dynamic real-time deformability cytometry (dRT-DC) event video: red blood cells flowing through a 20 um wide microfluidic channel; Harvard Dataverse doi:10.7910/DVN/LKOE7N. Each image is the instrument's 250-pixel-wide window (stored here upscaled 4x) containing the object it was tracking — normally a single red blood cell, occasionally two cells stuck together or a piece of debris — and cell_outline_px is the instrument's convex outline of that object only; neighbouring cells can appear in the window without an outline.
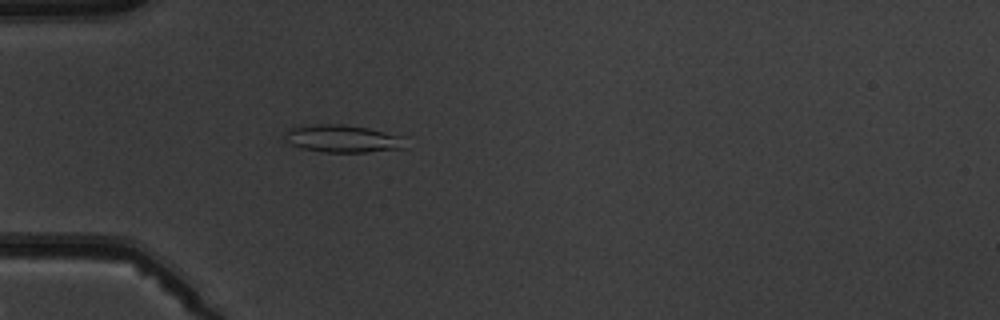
{"species": "common noctule bat (a hibernating species)", "species_latin": "Nyctalus noctula", "temperature_condition": "warm", "stored_images_in_passage": 4, "camera_frame_rate_fps": 3000, "um_per_image_px": 0.085, "animal": {"sex": "male", "body_mass_g": 19.5, "forearm_length_mm": 54.6}, "frame": {"image": 1, "passage_image": 4, "time_ms": 4.333, "image_size_px": [1000, 320], "cell_outline_px": [[408, 148], [364, 152], [324, 152], [300, 148], [284, 140], [284, 136], [288, 128], [316, 124], [344, 124], [368, 128], [404, 136]], "centroid_in_image_um": [29.16, 11.79], "position_along_channel_um": 55.8, "area_um2": 19.59}}